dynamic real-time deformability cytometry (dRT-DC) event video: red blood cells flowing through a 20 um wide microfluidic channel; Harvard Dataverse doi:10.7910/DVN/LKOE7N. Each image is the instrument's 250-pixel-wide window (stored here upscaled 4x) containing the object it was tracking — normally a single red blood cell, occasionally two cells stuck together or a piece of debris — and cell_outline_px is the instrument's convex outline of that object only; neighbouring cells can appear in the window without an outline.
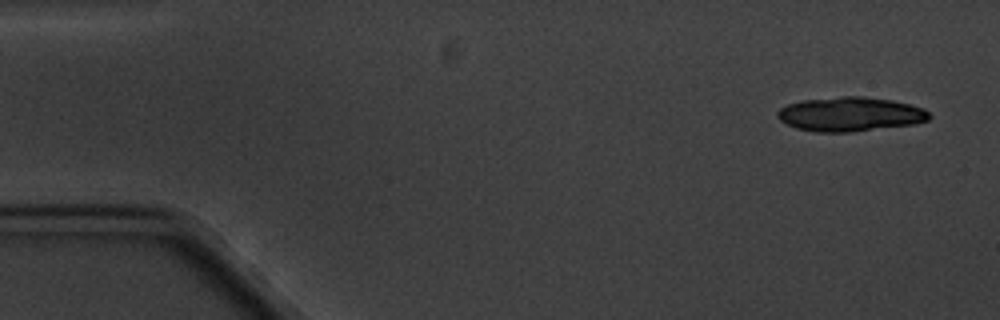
{"species": "common noctule bat (a hibernating species)", "species_latin": "Nyctalus noctula", "temperature_condition": "cold", "stored_images_in_passage": 6, "segment_of_instrument_passage": [1, 2], "camera_frame_rate_fps": 3000, "um_per_image_px": 0.085, "animal": {"sex": "male", "body_mass_g": 20.1, "forearm_length_mm": 53.5}, "frame": {"image": 1, "passage_image": 1, "time_ms": 0.0, "image_size_px": [1000, 320], "cell_outline_px": [[932, 116], [928, 120], [912, 124], [848, 132], [816, 132], [796, 128], [780, 120], [776, 116], [776, 112], [780, 108], [788, 104], [804, 100], [844, 96], [860, 96], [892, 100], [924, 108]], "centroid_in_image_um": [72.25, 9.7], "position_along_channel_um": 12.8, "area_um2": 30.06}}